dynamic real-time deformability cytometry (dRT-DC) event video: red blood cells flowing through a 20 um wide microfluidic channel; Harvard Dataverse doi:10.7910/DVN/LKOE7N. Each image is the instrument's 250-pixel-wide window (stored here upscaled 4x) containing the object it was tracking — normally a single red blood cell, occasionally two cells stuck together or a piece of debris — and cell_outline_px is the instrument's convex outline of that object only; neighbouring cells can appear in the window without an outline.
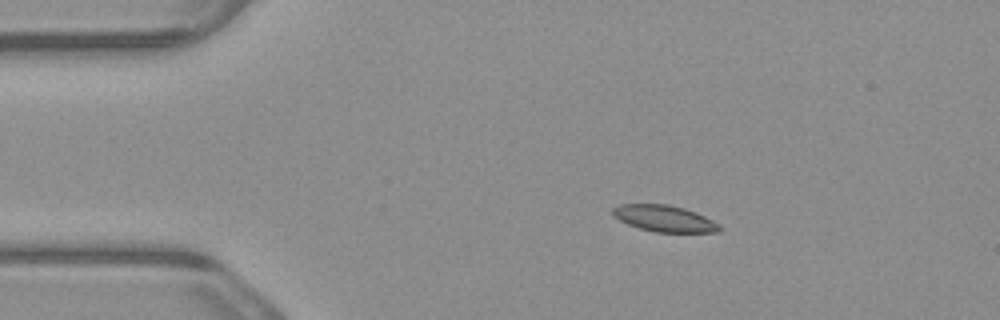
{"species": "common noctule bat (a hibernating species)", "species_latin": "Nyctalus noctula", "temperature_condition": "warm", "stored_images_in_passage": 8, "camera_frame_rate_fps": 3000, "um_per_image_px": 0.085, "animal": {"sex": "male", "body_mass_g": 23.1, "forearm_length_mm": 52.7}, "frame": {"image": 1, "passage_image": 2, "time_ms": 0.333, "image_size_px": [1000, 320], "cell_outline_px": [[724, 228], [720, 232], [656, 232], [640, 228], [628, 224], [612, 216], [612, 208], [620, 204], [668, 204], [684, 208], [696, 212], [720, 224]], "centroid_in_image_um": [56.49, 18.57], "position_along_channel_um": 28.5, "area_um2": 16.53}}
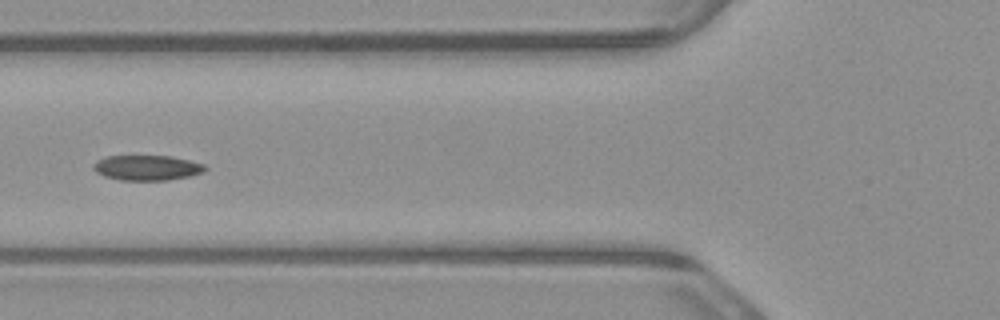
{"frame": {"image": 2, "passage_image": 5, "time_ms": 1.333, "image_size_px": [1000, 320], "cell_outline_px": [[208, 168], [204, 172], [188, 176], [168, 180], [120, 180], [104, 176], [96, 172], [92, 168], [92, 164], [96, 160], [108, 156], [172, 156], [204, 164]], "centroid_in_image_um": [12.48, 14.26], "position_along_channel_um": 113.3, "area_um2": 16.42}}
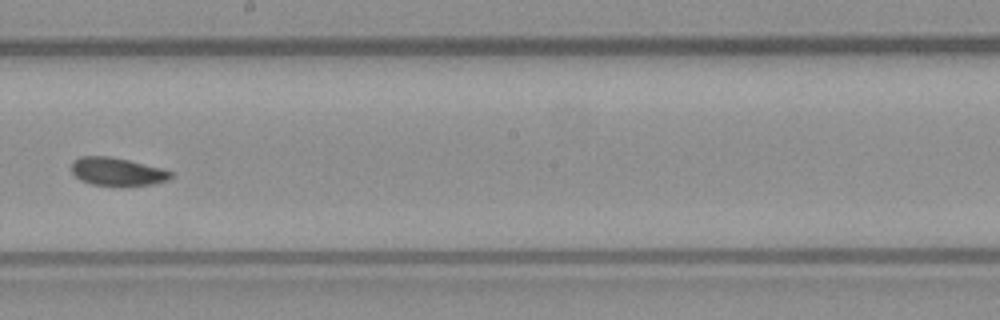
{"frame": {"image": 3, "passage_image": 8, "time_ms": 2.333, "image_size_px": [1000, 320], "cell_outline_px": [[172, 176], [168, 180], [156, 184], [120, 188], [92, 184], [80, 180], [72, 172], [72, 160], [80, 156], [108, 156], [128, 160], [164, 168], [172, 172]], "centroid_in_image_um": [9.99, 14.62], "position_along_channel_um": 238.2, "area_um2": 16.88}}